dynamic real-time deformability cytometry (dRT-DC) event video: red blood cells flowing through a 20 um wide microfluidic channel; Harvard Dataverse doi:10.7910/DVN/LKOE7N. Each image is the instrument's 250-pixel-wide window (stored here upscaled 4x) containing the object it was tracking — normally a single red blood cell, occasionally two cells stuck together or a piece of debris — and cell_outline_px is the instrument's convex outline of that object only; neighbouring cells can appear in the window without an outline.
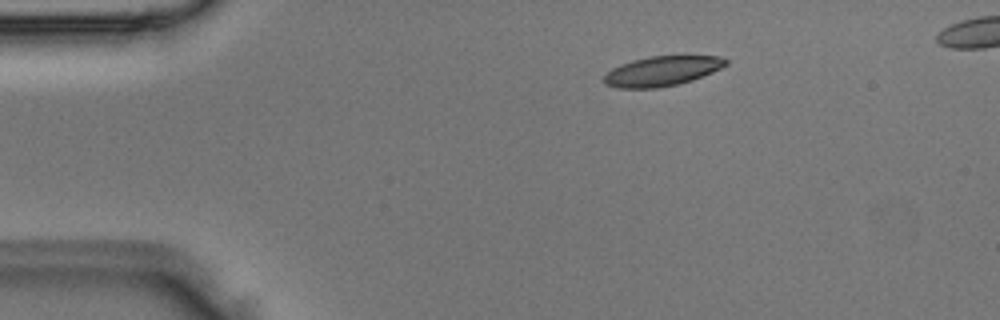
{"species": "Egyptian fruit bat (a non-hibernating species)", "species_latin": "Rousettus aegyptiacus", "temperature_condition": "room temperature", "stored_images_in_passage": 5, "camera_frame_rate_fps": 3000, "um_per_image_px": 0.085, "animal": {"sex": "male"}, "frame": {"image": 1, "passage_image": 3, "time_ms": 0.667, "image_size_px": [1000, 320], "cell_outline_px": [[728, 64], [712, 72], [692, 80], [676, 84], [656, 88], [620, 88], [604, 84], [604, 76], [612, 68], [620, 64], [632, 60], [652, 56], [720, 56], [728, 60]], "centroid_in_image_um": [56.26, 6.04], "position_along_channel_um": 28.7, "area_um2": 20.98}}